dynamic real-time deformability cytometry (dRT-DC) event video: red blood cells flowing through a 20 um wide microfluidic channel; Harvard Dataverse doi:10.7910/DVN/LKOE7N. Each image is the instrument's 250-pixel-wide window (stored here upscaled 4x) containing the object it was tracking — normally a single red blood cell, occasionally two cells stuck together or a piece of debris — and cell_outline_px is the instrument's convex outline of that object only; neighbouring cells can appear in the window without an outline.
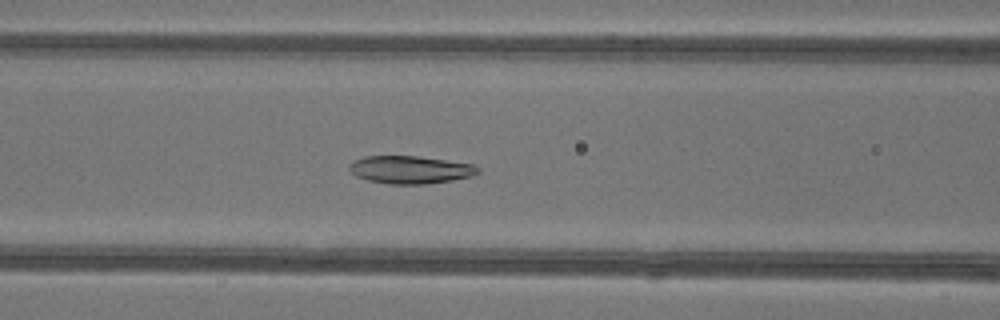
{"species": "common noctule bat (a hibernating species)", "species_latin": "Nyctalus noctula", "temperature_condition": "warm", "stored_images_in_passage": 49, "camera_frame_rate_fps": 3000, "um_per_image_px": 0.085, "animal": {"sex": "female"}, "frame": {"image": 1, "passage_image": 21, "time_ms": 6.667, "image_size_px": [1000, 320], "cell_outline_px": [[480, 172], [472, 176], [452, 180], [424, 184], [388, 184], [368, 180], [356, 176], [348, 168], [348, 164], [364, 156], [416, 156], [476, 164], [480, 168]], "centroid_in_image_um": [34.9, 14.42], "position_along_channel_um": 131.7, "area_um2": 20.87}}
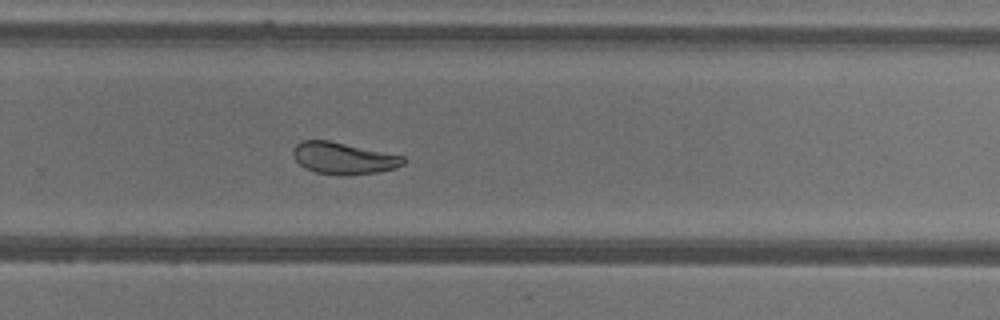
{"frame": {"image": 2, "passage_image": 33, "time_ms": 10.667, "image_size_px": [1000, 320], "cell_outline_px": [[408, 160], [404, 164], [396, 168], [380, 172], [348, 176], [340, 176], [316, 172], [304, 168], [292, 156], [292, 148], [296, 144], [304, 140], [328, 140], [404, 156]], "centroid_in_image_um": [29.21, 13.46], "position_along_channel_um": 300.6, "area_um2": 20.75}}
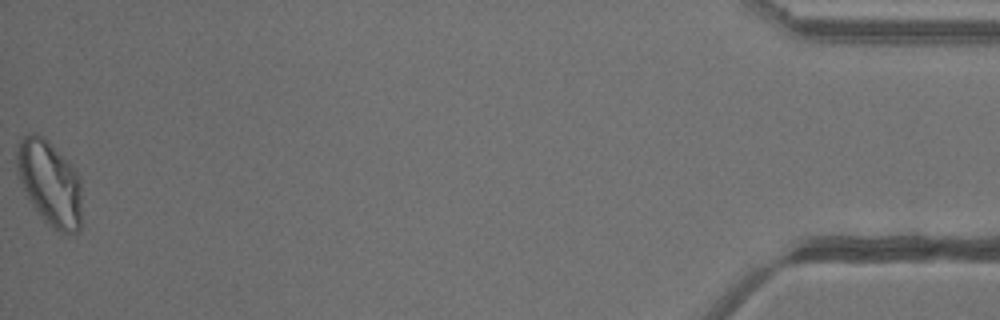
{"frame": {"image": 3, "passage_image": 49, "time_ms": 16.0, "image_size_px": [1000, 320], "cell_outline_px": [[80, 232], [60, 232], [52, 228], [40, 216], [32, 204], [16, 176], [16, 144], [24, 136], [32, 132], [36, 132], [44, 136], [72, 164], [80, 176]], "centroid_in_image_um": [4.19, 15.5], "position_along_channel_um": 431.0, "area_um2": 32.6}, "authors_computed_cell_mechanics": {"area_um2": 23.5824, "velocity_mm_per_s": 4.2419, "shape_relaxation_time_tau1_ms": 4.0904, "shape_relaxation_time_tau2_ms": 3.4123, "deformation_change_tau1": 0.1362, "deformation_change_tau2": 0.073}}